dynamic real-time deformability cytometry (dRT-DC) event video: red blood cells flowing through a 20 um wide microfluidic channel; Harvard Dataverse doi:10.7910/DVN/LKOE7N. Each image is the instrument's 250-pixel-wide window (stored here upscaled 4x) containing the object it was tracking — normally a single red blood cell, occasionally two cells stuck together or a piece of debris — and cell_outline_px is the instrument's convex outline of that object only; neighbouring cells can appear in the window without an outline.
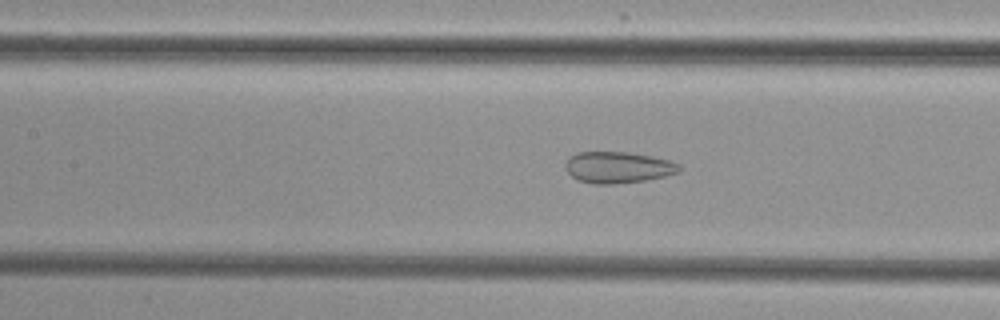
{"species": "common noctule bat (a hibernating species)", "species_latin": "Nyctalus noctula", "temperature_condition": "cold", "stored_images_in_passage": 49, "camera_frame_rate_fps": 3000, "um_per_image_px": 0.085, "animal": {"sex": "female", "body_mass_g": 29.2, "forearm_length_mm": 56.3}, "frame": {"image": 1, "passage_image": 24, "time_ms": 7.667, "image_size_px": [1000, 320], "cell_outline_px": [[680, 172], [664, 176], [644, 180], [612, 184], [592, 184], [576, 180], [564, 168], [564, 164], [576, 152], [624, 152], [652, 156], [668, 160], [680, 164]], "centroid_in_image_um": [52.5, 14.23], "position_along_channel_um": 154.9, "area_um2": 20.75}}
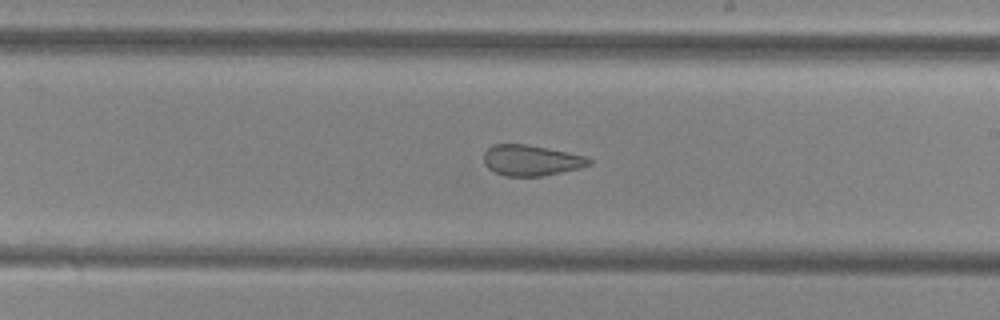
{"frame": {"image": 2, "passage_image": 31, "time_ms": 10.0, "image_size_px": [1000, 320], "cell_outline_px": [[592, 164], [580, 168], [544, 176], [504, 176], [488, 168], [484, 164], [484, 152], [492, 144], [524, 144], [588, 156], [592, 160]], "centroid_in_image_um": [45.16, 13.63], "position_along_channel_um": 243.8, "area_um2": 18.9}}
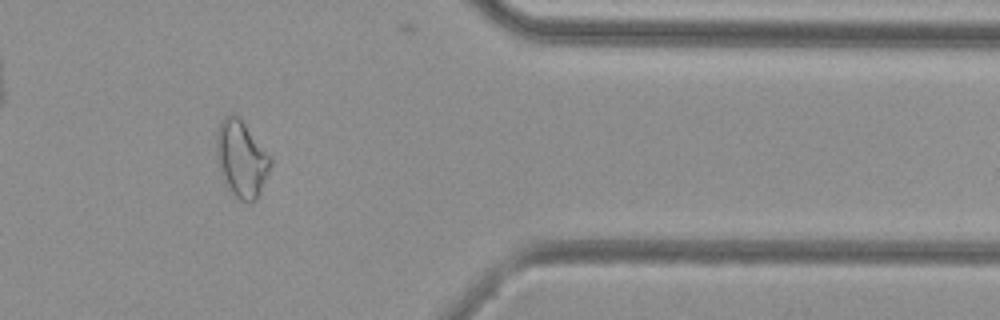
{"frame": {"image": 3, "passage_image": 44, "time_ms": 14.333, "image_size_px": [1000, 320], "cell_outline_px": [[272, 164], [256, 200], [248, 204], [240, 200], [232, 192], [220, 176], [216, 160], [216, 132], [220, 120], [228, 112], [232, 112], [244, 124], [272, 156]], "centroid_in_image_um": [20.5, 13.49], "position_along_channel_um": 390.9, "area_um2": 24.39}, "authors_computed_cell_mechanics": {"area_um2": 23.1778, "velocity_mm_per_s": 3.823, "shape_relaxation_time_tau1_ms": null, "shape_relaxation_time_tau2_ms": 1.4879, "deformation_change_tau1": null, "deformation_change_tau2": 0.0916}}